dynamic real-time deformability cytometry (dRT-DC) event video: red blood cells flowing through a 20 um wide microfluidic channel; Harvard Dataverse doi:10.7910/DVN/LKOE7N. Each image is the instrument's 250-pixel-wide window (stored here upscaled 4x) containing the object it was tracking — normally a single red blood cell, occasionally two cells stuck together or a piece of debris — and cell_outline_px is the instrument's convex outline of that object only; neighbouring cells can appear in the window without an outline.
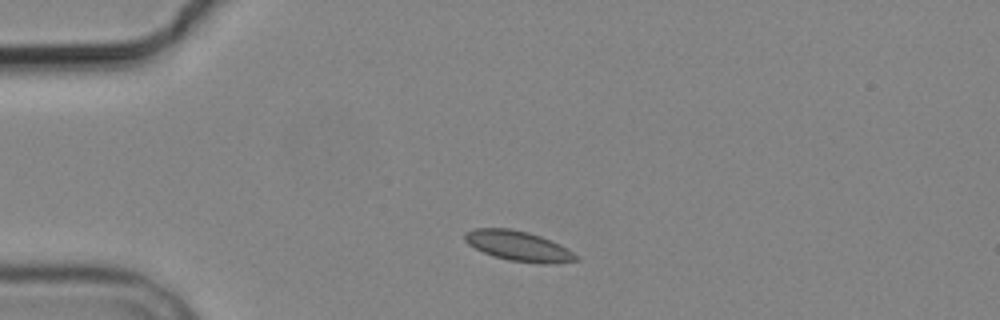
{"species": "common noctule bat (a hibernating species)", "species_latin": "Nyctalus noctula", "temperature_condition": "cold", "stored_images_in_passage": 3, "camera_frame_rate_fps": 3000, "um_per_image_px": 0.085, "animal": {"sex": "male", "body_mass_g": 19.2, "forearm_length_mm": 51.8}, "frame": {"image": 1, "passage_image": 1, "time_ms": 0.0, "image_size_px": [1000, 320], "cell_outline_px": [[580, 260], [552, 264], [540, 264], [508, 260], [484, 252], [468, 244], [464, 240], [464, 232], [476, 228], [508, 228], [528, 232], [540, 236], [560, 244], [568, 248], [580, 256]], "centroid_in_image_um": [44.12, 20.92], "position_along_channel_um": 40.9, "area_um2": 19.59}}
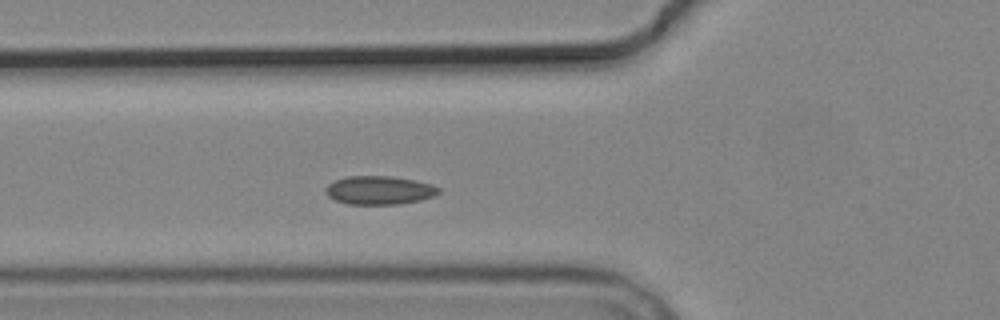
{"frame": {"image": 2, "passage_image": 3, "time_ms": 2.333, "image_size_px": [1000, 320], "cell_outline_px": [[440, 192], [432, 196], [420, 200], [400, 204], [348, 204], [336, 200], [328, 196], [324, 192], [324, 188], [328, 184], [336, 180], [348, 176], [392, 176], [432, 184], [440, 188]], "centroid_in_image_um": [32.22, 16.17], "position_along_channel_um": 93.6, "area_um2": 18.73}}